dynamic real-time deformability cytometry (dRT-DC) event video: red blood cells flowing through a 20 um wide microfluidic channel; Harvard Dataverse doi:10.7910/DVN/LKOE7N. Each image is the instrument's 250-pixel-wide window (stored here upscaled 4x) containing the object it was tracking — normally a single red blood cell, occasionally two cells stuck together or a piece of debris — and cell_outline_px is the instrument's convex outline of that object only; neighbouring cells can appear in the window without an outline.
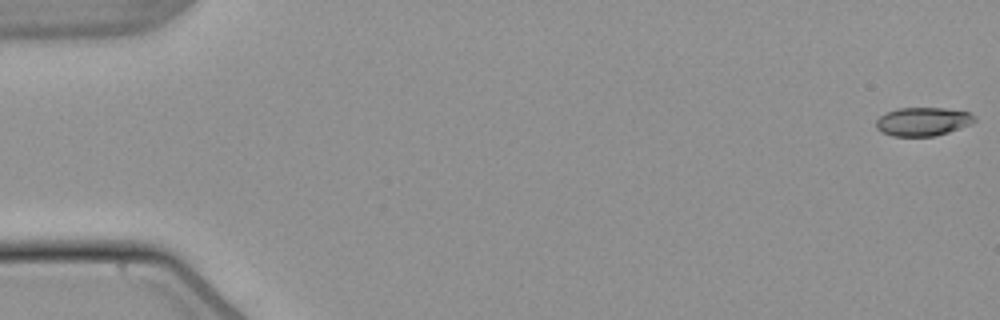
{"species": "common noctule bat (a hibernating species)", "species_latin": "Nyctalus noctula", "temperature_condition": "warm", "stored_images_in_passage": 54, "camera_frame_rate_fps": 3000, "um_per_image_px": 0.085, "animal": {"sex": "male", "body_mass_g": 21.5, "forearm_length_mm": 52.0}, "frame": {"image": 1, "passage_image": 1, "time_ms": 0.0, "image_size_px": [1000, 320], "cell_outline_px": [[976, 120], [972, 124], [936, 136], [892, 136], [880, 132], [876, 128], [876, 120], [880, 116], [896, 108], [944, 108], [968, 112], [976, 116]], "centroid_in_image_um": [78.44, 10.34], "position_along_channel_um": 6.6, "area_um2": 16.47}}
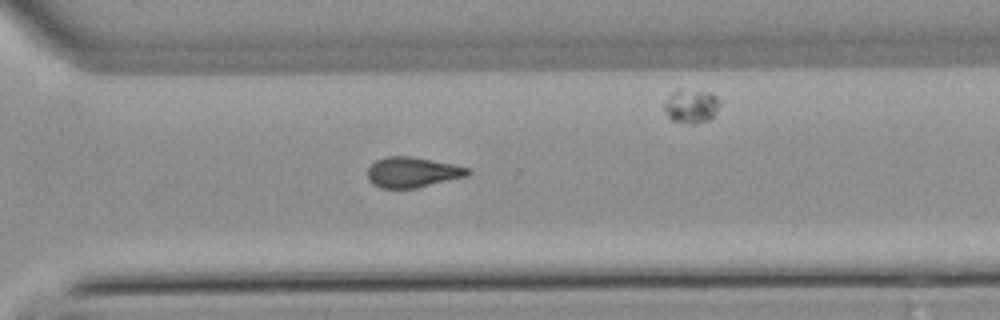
{"frame": {"image": 2, "passage_image": 39, "time_ms": 12.667, "image_size_px": [1000, 320], "cell_outline_px": [[472, 172], [468, 176], [416, 188], [380, 188], [372, 184], [368, 180], [368, 168], [376, 160], [388, 156], [408, 156], [452, 164], [468, 168]], "centroid_in_image_um": [35.05, 14.65], "position_along_channel_um": 335.6, "area_um2": 17.63}}
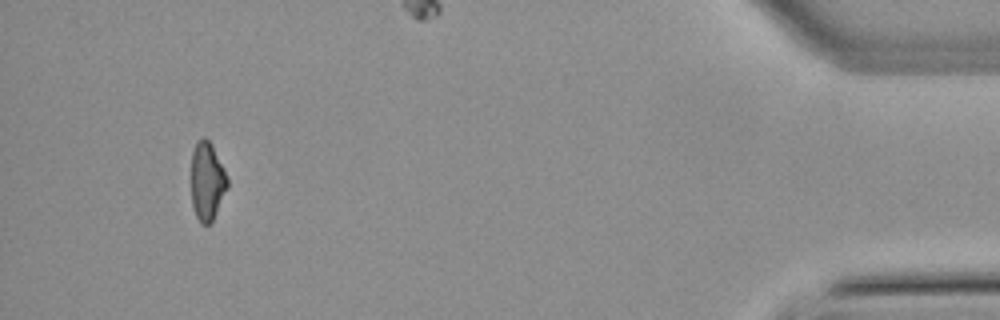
{"frame": {"image": 3, "passage_image": 51, "time_ms": 16.667, "image_size_px": [1000, 320], "cell_outline_px": [[228, 188], [212, 220], [208, 224], [200, 224], [196, 216], [192, 204], [192, 152], [196, 140], [200, 136], [204, 136], [212, 144], [228, 176]], "centroid_in_image_um": [17.61, 15.36], "position_along_channel_um": 417.6, "area_um2": 16.65}, "authors_computed_cell_mechanics": {"area_um2": 17.4267, "velocity_mm_per_s": 3.8458, "shape_relaxation_time_tau1_ms": 7.6566, "shape_relaxation_time_tau2_ms": 5.0437, "deformation_change_tau1": 0.1946, "deformation_change_tau2": 0.1453}}